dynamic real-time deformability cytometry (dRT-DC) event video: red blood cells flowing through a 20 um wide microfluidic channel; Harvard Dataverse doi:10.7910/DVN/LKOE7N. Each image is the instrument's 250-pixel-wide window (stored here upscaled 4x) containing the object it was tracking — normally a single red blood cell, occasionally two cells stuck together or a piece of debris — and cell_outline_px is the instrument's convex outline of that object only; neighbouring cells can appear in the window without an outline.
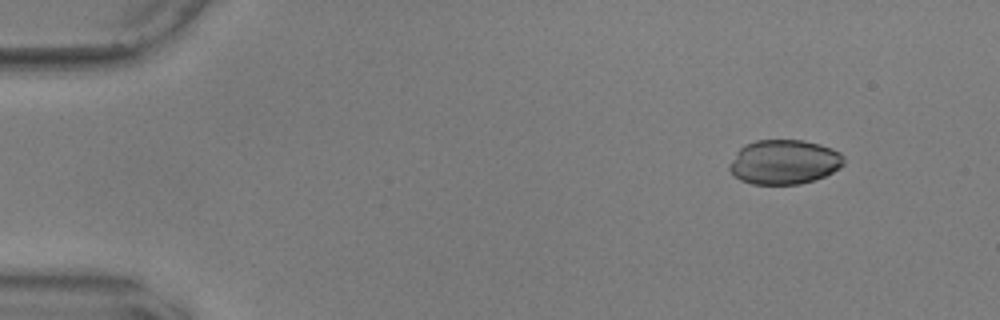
{"species": "common noctule bat (a hibernating species)", "species_latin": "Nyctalus noctula", "temperature_condition": "warm", "stored_images_in_passage": 51, "camera_frame_rate_fps": 3000, "um_per_image_px": 0.085, "animal": {"sex": "male", "body_mass_g": 17.9, "forearm_length_mm": 54.2}, "frame": {"image": 1, "passage_image": 1, "time_ms": 0.0, "image_size_px": [1000, 320], "cell_outline_px": [[844, 164], [840, 168], [824, 176], [800, 184], [752, 184], [740, 180], [728, 168], [728, 164], [736, 152], [744, 144], [756, 140], [804, 140], [820, 144], [832, 148], [840, 152], [844, 156]], "centroid_in_image_um": [66.65, 13.76], "position_along_channel_um": 18.4, "area_um2": 29.82}}
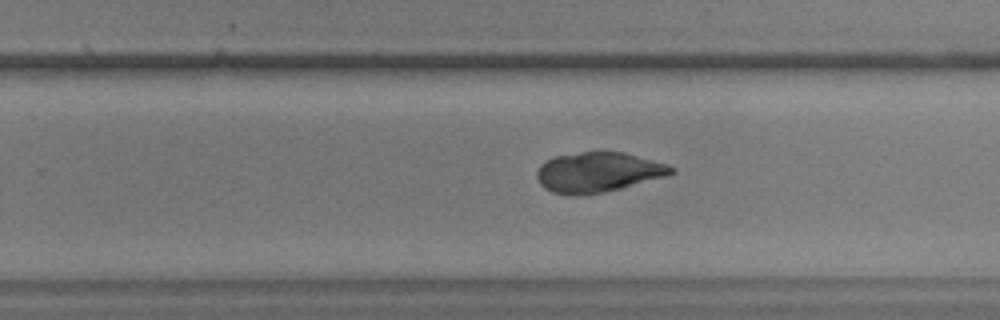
{"frame": {"image": 2, "passage_image": 31, "time_ms": 10.0, "image_size_px": [1000, 320], "cell_outline_px": [[676, 172], [668, 176], [604, 192], [580, 196], [572, 196], [552, 192], [544, 188], [540, 184], [536, 176], [536, 172], [540, 164], [552, 156], [584, 152], [624, 152], [664, 164], [676, 168]], "centroid_in_image_um": [50.79, 14.65], "position_along_channel_um": 279.0, "area_um2": 31.39}}
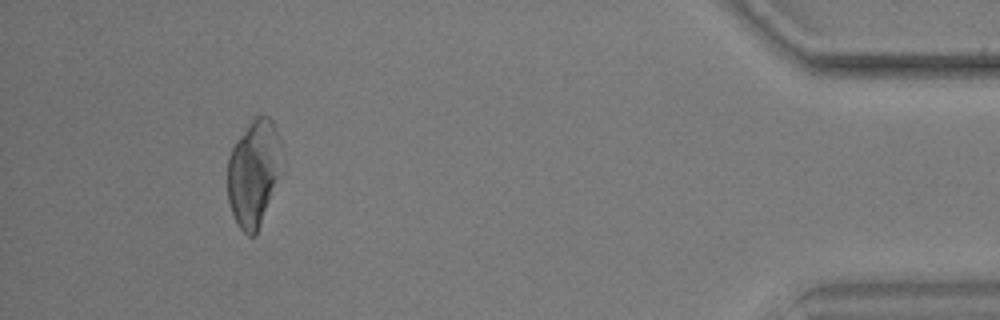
{"frame": {"image": 3, "passage_image": 47, "time_ms": 15.333, "image_size_px": [1000, 320], "cell_outline_px": [[284, 176], [256, 236], [248, 236], [240, 228], [232, 212], [228, 200], [228, 156], [236, 140], [248, 120], [256, 116], [268, 116], [272, 120], [276, 128], [280, 140], [284, 172]], "centroid_in_image_um": [21.64, 14.71], "position_along_channel_um": 413.6, "area_um2": 35.32}}